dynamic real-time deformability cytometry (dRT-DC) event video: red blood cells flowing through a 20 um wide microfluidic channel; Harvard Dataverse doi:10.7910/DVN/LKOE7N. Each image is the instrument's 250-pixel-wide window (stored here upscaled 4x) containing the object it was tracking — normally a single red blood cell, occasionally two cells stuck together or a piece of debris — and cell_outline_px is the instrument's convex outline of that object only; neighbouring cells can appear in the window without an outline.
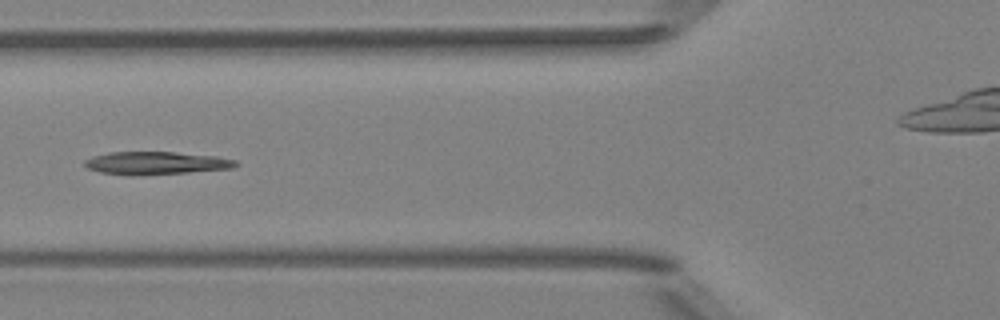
{"species": "Egyptian fruit bat (a non-hibernating species)", "species_latin": "Rousettus aegyptiacus", "temperature_condition": "room temperature", "stored_images_in_passage": 6, "camera_frame_rate_fps": 3000, "um_per_image_px": 0.085, "animal": {"sex": "female"}, "frame": {"image": 1, "passage_image": 6, "time_ms": 5.667, "image_size_px": [1000, 320], "cell_outline_px": [[240, 164], [232, 168], [188, 172], [132, 176], [100, 172], [88, 168], [84, 164], [84, 160], [92, 156], [108, 152], [172, 152], [216, 156], [236, 160]], "centroid_in_image_um": [13.24, 13.86], "position_along_channel_um": 112.6, "area_um2": 20.11}}